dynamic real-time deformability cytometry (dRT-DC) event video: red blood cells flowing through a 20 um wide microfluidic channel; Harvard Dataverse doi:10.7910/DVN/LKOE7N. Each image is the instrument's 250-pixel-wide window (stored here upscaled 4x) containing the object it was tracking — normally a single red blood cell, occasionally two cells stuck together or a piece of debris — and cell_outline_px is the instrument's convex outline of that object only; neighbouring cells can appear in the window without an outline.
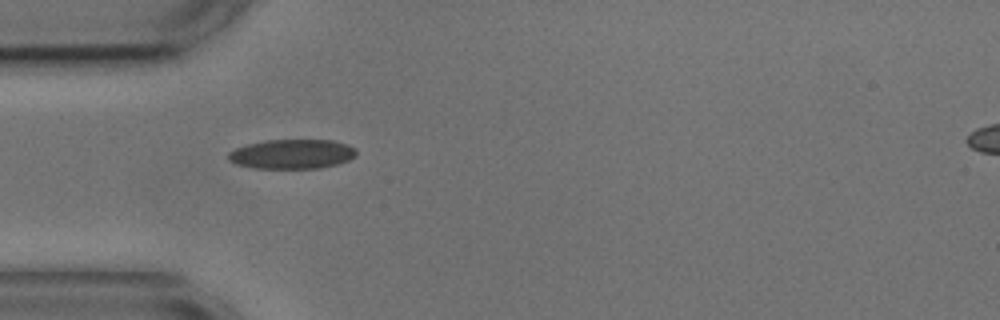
{"species": "common noctule bat (a hibernating species)", "species_latin": "Nyctalus noctula", "temperature_condition": "cold", "stored_images_in_passage": 2, "camera_frame_rate_fps": 3000, "um_per_image_px": 0.085, "animal": {"sex": "male", "body_mass_g": 17.9, "forearm_length_mm": 54.2}, "frame": {"image": 1, "passage_image": 1, "time_ms": 0.0, "image_size_px": [1000, 320], "cell_outline_px": [[356, 156], [348, 160], [336, 164], [320, 168], [252, 168], [236, 164], [228, 160], [228, 152], [236, 148], [248, 144], [264, 140], [332, 140], [348, 144], [356, 148]], "centroid_in_image_um": [24.82, 13.09], "position_along_channel_um": 60.2, "area_um2": 22.08}}